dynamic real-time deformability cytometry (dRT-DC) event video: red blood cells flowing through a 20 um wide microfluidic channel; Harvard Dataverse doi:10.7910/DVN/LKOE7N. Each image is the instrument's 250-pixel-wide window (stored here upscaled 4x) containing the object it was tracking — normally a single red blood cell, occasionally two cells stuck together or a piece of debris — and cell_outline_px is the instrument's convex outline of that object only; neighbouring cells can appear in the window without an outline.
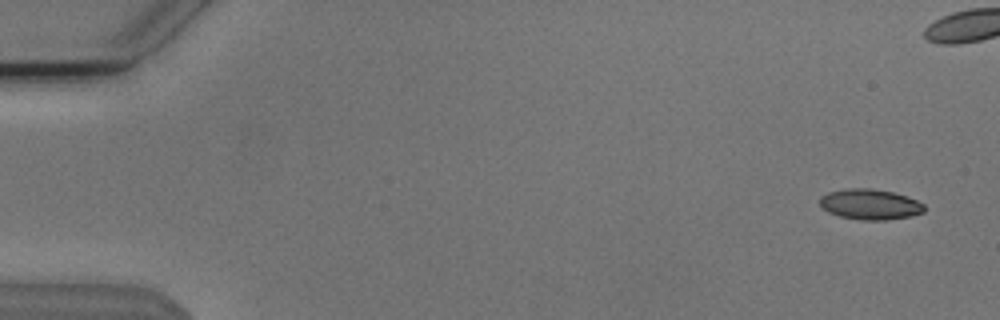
{"species": "Egyptian fruit bat (a non-hibernating species)", "species_latin": "Rousettus aegyptiacus", "temperature_condition": "cold", "stored_images_in_passage": 12, "camera_frame_rate_fps": 3000, "um_per_image_px": 0.085, "animal": {"sex": "male"}, "frame": {"image": 1, "passage_image": 1, "time_ms": 0.0, "image_size_px": [1000, 320], "cell_outline_px": [[924, 212], [912, 216], [888, 220], [860, 220], [840, 216], [828, 212], [820, 204], [820, 196], [828, 192], [844, 188], [872, 188], [892, 192], [916, 200], [924, 204]], "centroid_in_image_um": [73.94, 17.37], "position_along_channel_um": 11.1, "area_um2": 18.61}}
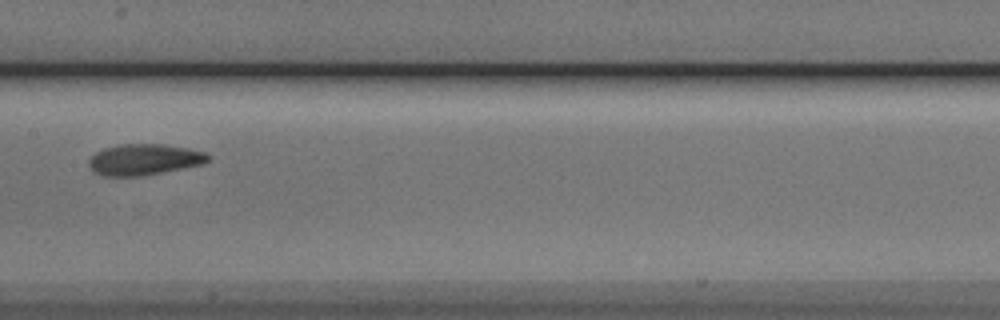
{"frame": {"image": 2, "passage_image": 9, "time_ms": 2.667, "image_size_px": [1000, 320], "cell_outline_px": [[212, 156], [204, 164], [144, 176], [100, 176], [88, 164], [88, 160], [96, 152], [104, 148], [120, 144], [164, 144], [188, 148], [204, 152]], "centroid_in_image_um": [12.28, 13.56], "position_along_channel_um": 195.1, "area_um2": 21.73}}
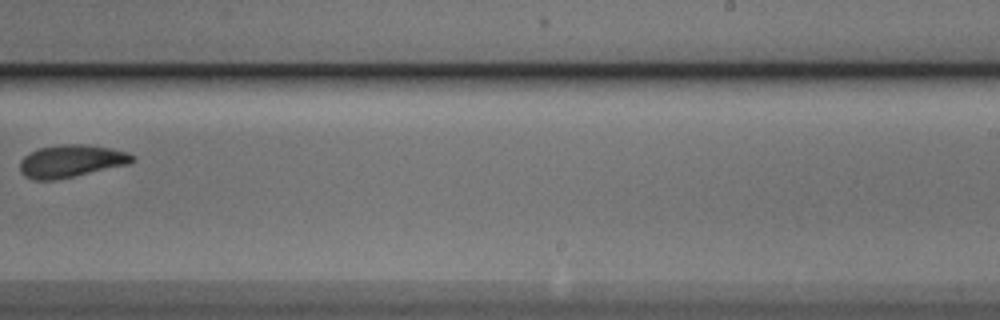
{"frame": {"image": 3, "passage_image": 11, "time_ms": 3.333, "image_size_px": [1000, 320], "cell_outline_px": [[136, 160], [132, 164], [52, 180], [36, 180], [24, 176], [20, 172], [20, 160], [28, 152], [40, 148], [56, 144], [84, 144], [112, 148], [128, 152], [136, 156]], "centroid_in_image_um": [6.08, 13.67], "position_along_channel_um": 282.9, "area_um2": 21.56}}